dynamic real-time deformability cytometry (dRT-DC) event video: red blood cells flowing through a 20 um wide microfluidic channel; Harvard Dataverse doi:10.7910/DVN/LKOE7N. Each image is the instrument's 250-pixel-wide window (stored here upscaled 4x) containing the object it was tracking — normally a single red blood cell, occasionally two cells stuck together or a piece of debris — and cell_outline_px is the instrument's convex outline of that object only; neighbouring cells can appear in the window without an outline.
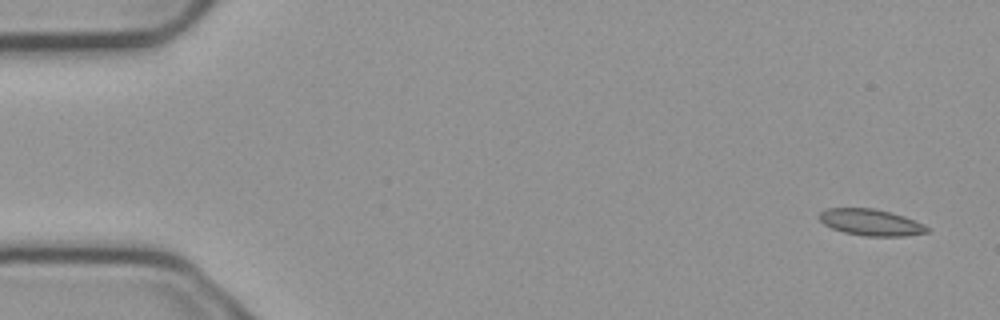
{"species": "common noctule bat (a hibernating species)", "species_latin": "Nyctalus noctula", "temperature_condition": "cold", "stored_images_in_passage": 5, "camera_frame_rate_fps": 3000, "um_per_image_px": 0.085, "animal": {"sex": "male", "body_mass_g": 23.1, "forearm_length_mm": 52.7}, "frame": {"image": 1, "passage_image": 1, "time_ms": 0.0, "image_size_px": [1000, 320], "cell_outline_px": [[928, 232], [904, 236], [864, 236], [844, 232], [832, 228], [824, 224], [820, 220], [820, 212], [828, 208], [876, 208], [892, 212], [904, 216], [924, 224], [928, 228]], "centroid_in_image_um": [74.03, 18.89], "position_along_channel_um": 11.0, "area_um2": 16.59}}
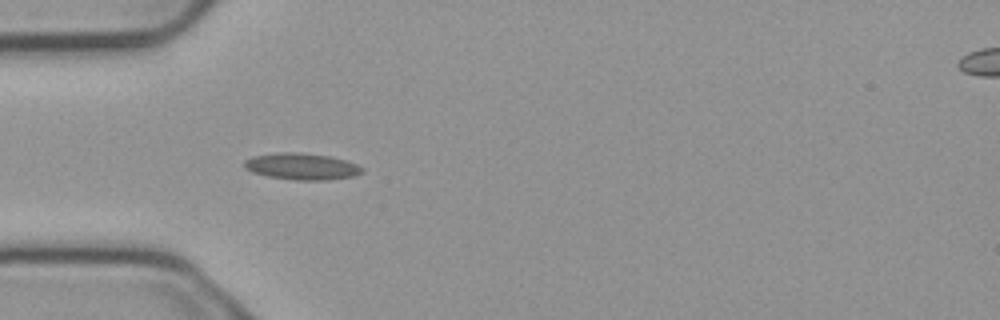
{"frame": {"image": 2, "passage_image": 5, "time_ms": 1.333, "image_size_px": [1000, 320], "cell_outline_px": [[364, 172], [352, 176], [328, 180], [296, 180], [268, 176], [252, 172], [244, 168], [244, 160], [252, 156], [276, 152], [296, 152], [328, 156], [344, 160], [356, 164], [364, 168]], "centroid_in_image_um": [25.62, 14.14], "position_along_channel_um": 59.4, "area_um2": 18.21}}